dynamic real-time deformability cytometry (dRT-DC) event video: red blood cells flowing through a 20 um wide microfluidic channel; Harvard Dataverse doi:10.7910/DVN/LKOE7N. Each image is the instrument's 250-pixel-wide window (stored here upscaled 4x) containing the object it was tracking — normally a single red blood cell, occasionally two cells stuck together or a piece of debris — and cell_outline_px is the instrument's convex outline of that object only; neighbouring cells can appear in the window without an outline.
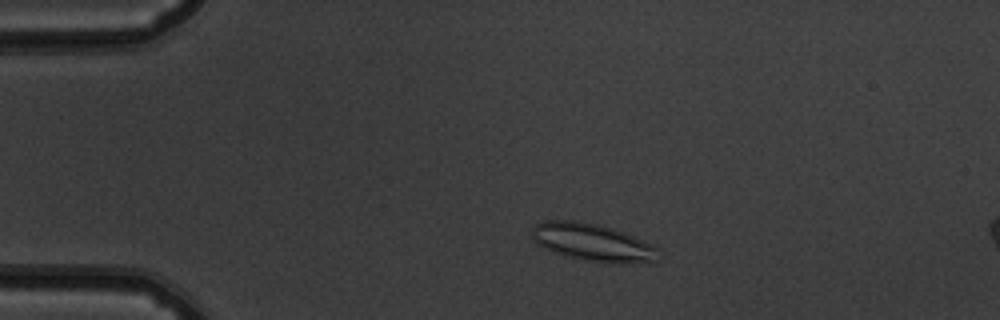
{"species": "common noctule bat (a hibernating species)", "species_latin": "Nyctalus noctula", "temperature_condition": "warm", "stored_images_in_passage": 50, "camera_frame_rate_fps": 3000, "um_per_image_px": 0.085, "animal": {"sex": "male", "body_mass_g": 19.5, "forearm_length_mm": 54.6}, "frame": {"image": 1, "passage_image": 8, "time_ms": 2.333, "image_size_px": [1000, 320], "cell_outline_px": [[656, 260], [620, 264], [584, 260], [556, 252], [544, 248], [536, 244], [532, 240], [532, 228], [536, 224], [544, 220], [572, 220], [596, 224], [612, 228], [652, 244], [656, 248]], "centroid_in_image_um": [50.3, 20.59], "position_along_channel_um": 34.7, "area_um2": 27.17}}
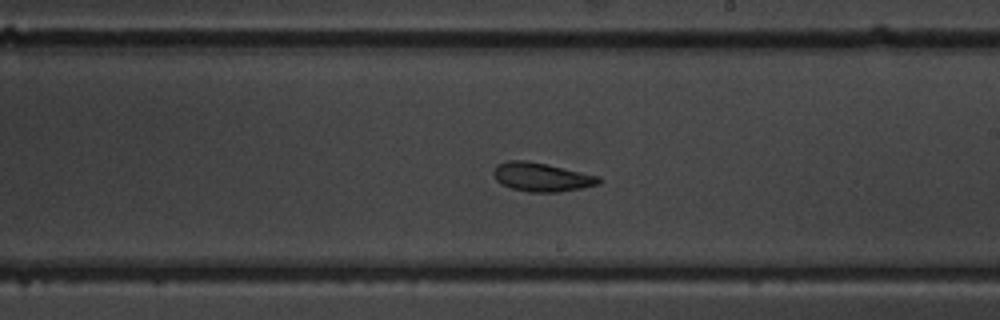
{"frame": {"image": 2, "passage_image": 28, "time_ms": 9.0, "image_size_px": [1000, 320], "cell_outline_px": [[600, 184], [584, 188], [560, 192], [528, 192], [512, 188], [500, 184], [496, 180], [492, 172], [496, 164], [504, 160], [524, 160], [548, 164], [600, 176]], "centroid_in_image_um": [46.02, 15.04], "position_along_channel_um": 243.0, "area_um2": 17.98}}
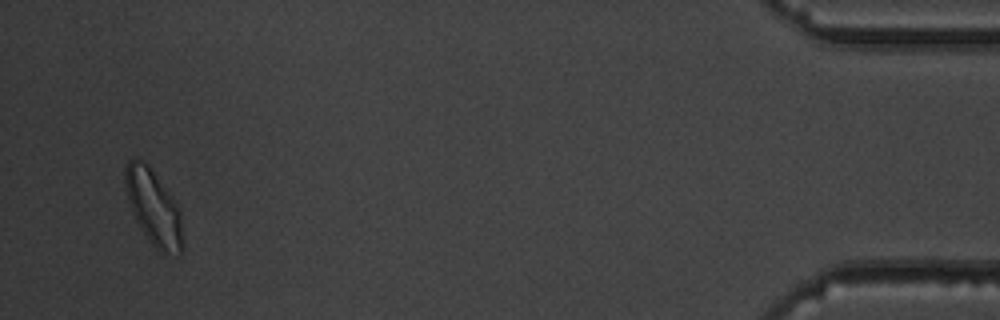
{"frame": {"image": 3, "passage_image": 48, "time_ms": 15.667, "image_size_px": [1000, 320], "cell_outline_px": [[180, 252], [164, 256], [152, 244], [140, 228], [132, 212], [124, 180], [124, 168], [128, 160], [144, 160], [148, 164], [172, 196], [180, 208]], "centroid_in_image_um": [13.02, 17.6], "position_along_channel_um": 422.2, "area_um2": 24.74}, "authors_computed_cell_mechanics": {"area_um2": 19.1318, "velocity_mm_per_s": 3.8286, "shape_relaxation_time_tau1_ms": 3.4518, "shape_relaxation_time_tau2_ms": 3.9239, "deformation_change_tau1": 0.0982, "deformation_change_tau2": 0.1156}}